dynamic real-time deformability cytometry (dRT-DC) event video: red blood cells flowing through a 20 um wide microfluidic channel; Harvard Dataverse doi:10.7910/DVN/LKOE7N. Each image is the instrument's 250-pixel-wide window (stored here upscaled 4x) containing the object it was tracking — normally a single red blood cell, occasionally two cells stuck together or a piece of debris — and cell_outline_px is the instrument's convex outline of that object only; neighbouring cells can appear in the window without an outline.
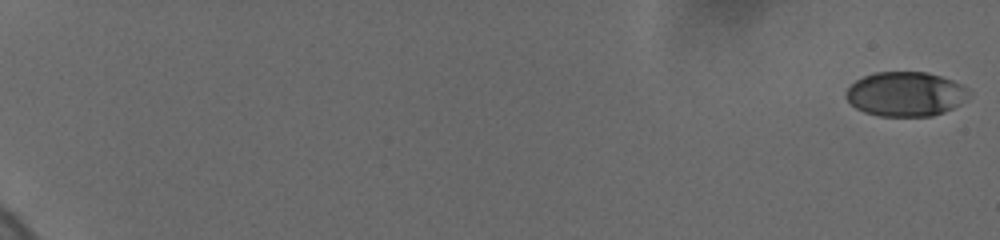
{"species": "human", "species_latin": "Homo sapiens", "temperature_condition": "cold", "stored_images_in_passage": 72, "camera_frame_rate_fps": 3000, "um_per_image_px": 0.085, "donor": {"sex": "female"}, "frame": {"image": 1, "passage_image": 1, "time_ms": 0.0, "image_size_px": [1000, 240], "cell_outline_px": [[968, 92], [960, 104], [944, 112], [932, 116], [880, 116], [864, 112], [856, 108], [844, 96], [844, 92], [856, 80], [864, 76], [876, 72], [928, 72], [952, 80], [968, 88]], "centroid_in_image_um": [76.94, 7.99], "position_along_channel_um": 8.1, "area_um2": 31.67}}
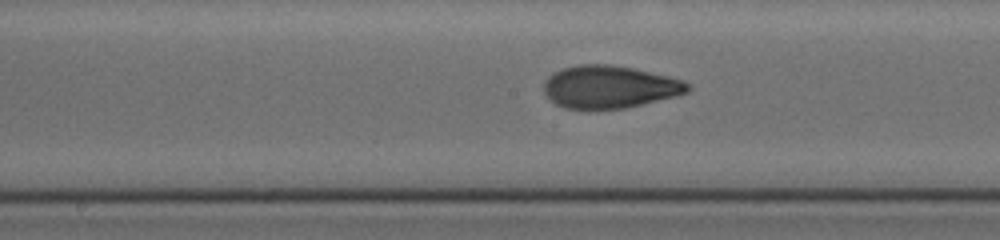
{"frame": {"image": 2, "passage_image": 39, "time_ms": 11.333, "image_size_px": [1000, 240], "cell_outline_px": [[692, 88], [688, 92], [676, 96], [624, 108], [564, 108], [556, 104], [544, 92], [544, 80], [552, 72], [576, 64], [612, 64], [632, 68], [668, 76], [684, 80], [692, 84]], "centroid_in_image_um": [51.83, 7.36], "position_along_channel_um": 196.4, "area_um2": 35.66}}
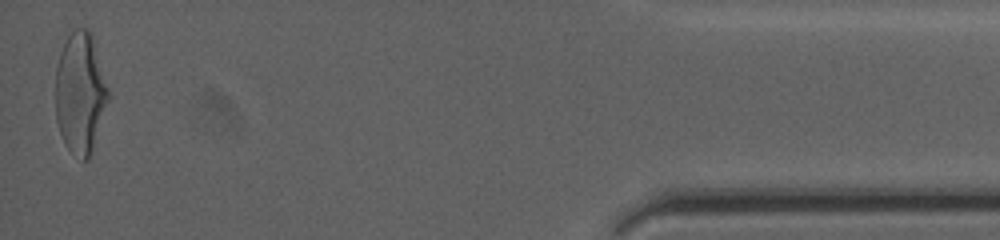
{"frame": {"image": 3, "passage_image": 72, "time_ms": 19.333, "image_size_px": [1000, 240], "cell_outline_px": [[112, 96], [88, 160], [84, 160], [68, 148], [64, 144], [56, 120], [56, 68], [60, 52], [68, 36], [76, 28], [88, 28], [92, 32]], "centroid_in_image_um": [6.87, 7.87], "position_along_channel_um": 428.3, "area_um2": 37.8}, "authors_computed_cell_mechanics": {"area_um2": 34.5644, "velocity_mm_per_s": 3.6981, "shape_relaxation_time_tau1_ms": 4.4986, "shape_relaxation_time_tau2_ms": 1.0192, "deformation_change_tau1": 0.1584, "deformation_change_tau2": 0.0549}}